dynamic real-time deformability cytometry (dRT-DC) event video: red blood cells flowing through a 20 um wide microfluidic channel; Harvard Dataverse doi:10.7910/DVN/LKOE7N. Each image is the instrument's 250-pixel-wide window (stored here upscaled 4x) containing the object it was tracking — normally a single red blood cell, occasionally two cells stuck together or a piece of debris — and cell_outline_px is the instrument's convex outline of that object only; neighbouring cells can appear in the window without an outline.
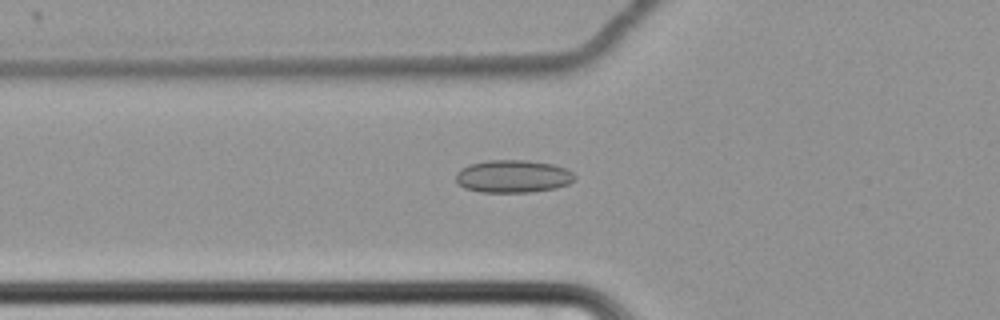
{"species": "common noctule bat (a hibernating species)", "species_latin": "Nyctalus noctula", "temperature_condition": "cold", "stored_images_in_passage": 60, "camera_frame_rate_fps": 3000, "um_per_image_px": 0.085, "animal": {"sex": "female", "body_mass_g": 22.7, "forearm_length_mm": 54.2}, "frame": {"image": 1, "passage_image": 22, "time_ms": 7.0, "image_size_px": [1000, 320], "cell_outline_px": [[576, 176], [568, 184], [556, 188], [532, 192], [480, 192], [464, 188], [456, 184], [456, 172], [460, 168], [468, 164], [488, 160], [528, 160], [552, 164], [564, 168], [572, 172]], "centroid_in_image_um": [43.55, 14.99], "position_along_channel_um": 82.2, "area_um2": 22.83}}
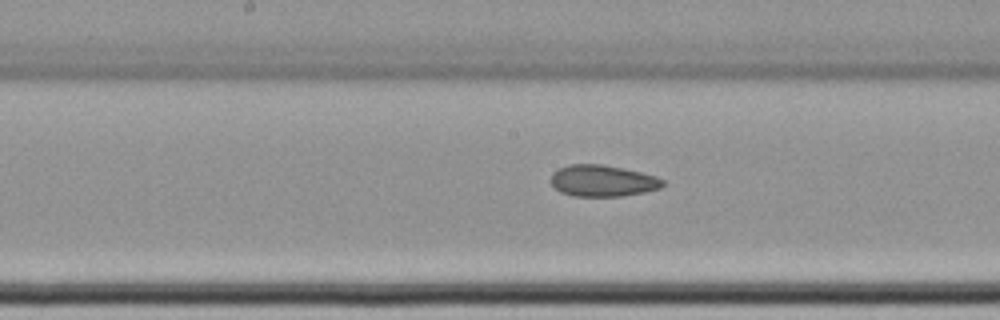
{"frame": {"image": 2, "passage_image": 32, "time_ms": 10.333, "image_size_px": [1000, 320], "cell_outline_px": [[664, 184], [660, 188], [644, 192], [624, 196], [572, 196], [560, 192], [552, 184], [552, 172], [568, 164], [600, 164], [640, 172], [656, 176], [664, 180]], "centroid_in_image_um": [51.22, 15.37], "position_along_channel_um": 197.0, "area_um2": 20.4}}
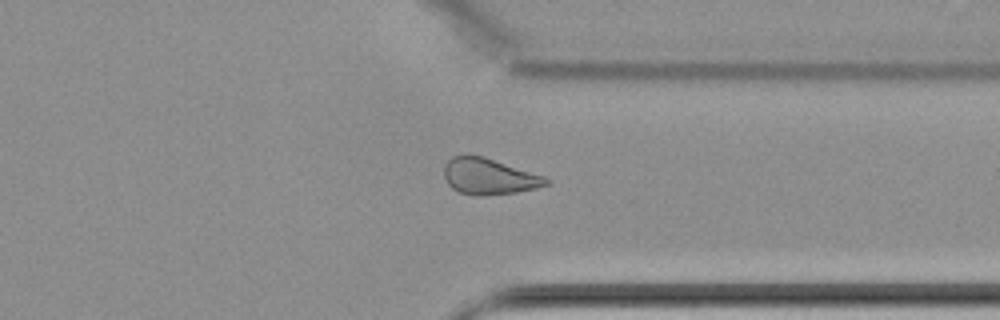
{"frame": {"image": 3, "passage_image": 47, "time_ms": 15.333, "image_size_px": [1000, 320], "cell_outline_px": [[548, 184], [536, 188], [516, 192], [460, 192], [452, 188], [448, 184], [444, 176], [444, 164], [452, 156], [468, 152], [484, 156], [544, 176], [548, 180]], "centroid_in_image_um": [41.51, 14.9], "position_along_channel_um": 369.9, "area_um2": 20.87}, "authors_computed_cell_mechanics": {"area_um2": 22.0796, "velocity_mm_per_s": 3.4491, "shape_relaxation_time_tau1_ms": null, "shape_relaxation_time_tau2_ms": 2.5238, "deformation_change_tau1": null, "deformation_change_tau2": 0.0757}}